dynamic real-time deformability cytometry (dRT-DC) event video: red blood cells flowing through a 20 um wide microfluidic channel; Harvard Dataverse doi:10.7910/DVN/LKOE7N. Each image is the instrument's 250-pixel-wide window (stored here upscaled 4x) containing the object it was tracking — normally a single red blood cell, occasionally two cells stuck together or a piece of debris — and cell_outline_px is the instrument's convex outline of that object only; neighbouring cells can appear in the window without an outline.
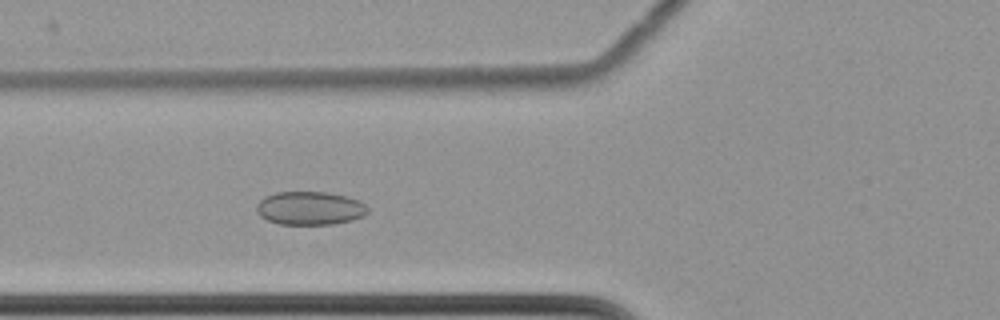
{"species": "common noctule bat (a hibernating species)", "species_latin": "Nyctalus noctula", "temperature_condition": "cold", "stored_images_in_passage": 53, "camera_frame_rate_fps": 3000, "um_per_image_px": 0.085, "animal": {"sex": "female", "body_mass_g": 22.7, "forearm_length_mm": 54.2}, "frame": {"image": 1, "passage_image": 16, "time_ms": 5.0, "image_size_px": [1000, 320], "cell_outline_px": [[368, 212], [364, 216], [352, 220], [332, 224], [280, 224], [268, 220], [260, 216], [256, 212], [256, 204], [264, 196], [276, 192], [328, 192], [360, 200], [368, 208]], "centroid_in_image_um": [26.33, 17.69], "position_along_channel_um": 99.5, "area_um2": 21.73}}
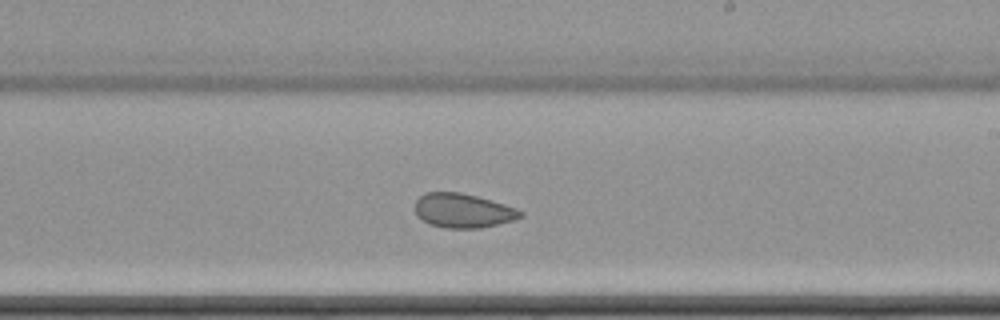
{"frame": {"image": 2, "passage_image": 29, "time_ms": 9.333, "image_size_px": [1000, 320], "cell_outline_px": [[524, 216], [516, 220], [480, 228], [444, 228], [428, 224], [416, 216], [416, 200], [424, 192], [460, 192], [476, 196], [504, 204], [516, 208], [524, 212]], "centroid_in_image_um": [39.36, 17.91], "position_along_channel_um": 249.6, "area_um2": 21.21}}
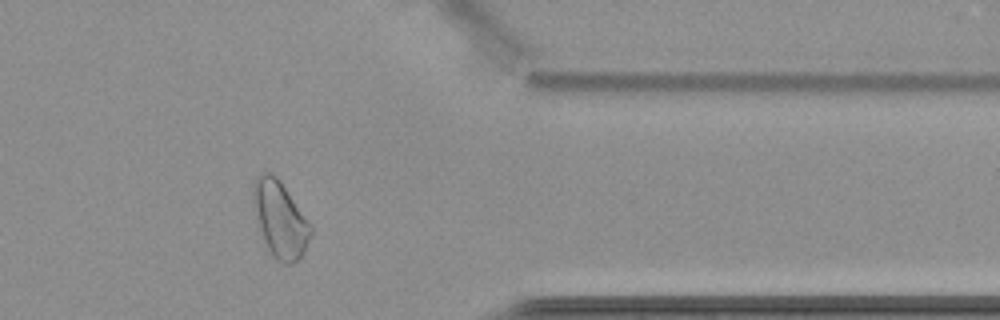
{"frame": {"image": 3, "passage_image": 42, "time_ms": 13.667, "image_size_px": [1000, 320], "cell_outline_px": [[312, 232], [304, 252], [292, 264], [280, 264], [272, 256], [268, 248], [260, 228], [252, 200], [252, 188], [256, 176], [260, 172], [268, 172], [276, 176], [280, 180], [312, 224]], "centroid_in_image_um": [23.82, 18.62], "position_along_channel_um": 387.6, "area_um2": 25.55}, "authors_computed_cell_mechanics": {"area_um2": 23.698, "velocity_mm_per_s": 3.4641, "shape_relaxation_time_tau1_ms": null, "shape_relaxation_time_tau2_ms": 3.2015, "deformation_change_tau1": null, "deformation_change_tau2": 0.0818}}